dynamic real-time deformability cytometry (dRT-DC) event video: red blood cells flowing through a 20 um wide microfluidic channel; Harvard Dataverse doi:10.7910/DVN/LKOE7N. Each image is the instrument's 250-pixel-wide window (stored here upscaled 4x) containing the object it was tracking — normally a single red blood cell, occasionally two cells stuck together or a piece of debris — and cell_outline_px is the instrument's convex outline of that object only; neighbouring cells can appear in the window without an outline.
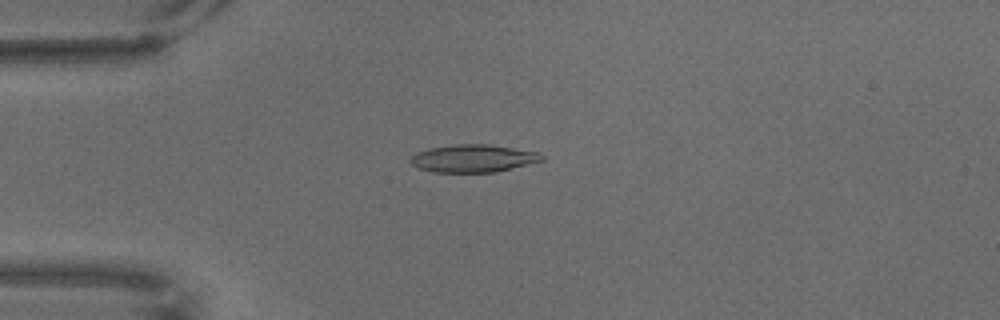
{"species": "common noctule bat (a hibernating species)", "species_latin": "Nyctalus noctula", "temperature_condition": "warm", "stored_images_in_passage": 69, "camera_frame_rate_fps": 3000, "um_per_image_px": 0.085, "animal": {"sex": "male", "body_mass_g": 18.8}, "frame": {"image": 1, "passage_image": 18, "time_ms": 5.667, "image_size_px": [1000, 320], "cell_outline_px": [[544, 160], [496, 172], [432, 172], [420, 168], [412, 164], [412, 156], [416, 152], [428, 148], [456, 144], [488, 144], [540, 152], [544, 156]], "centroid_in_image_um": [40.25, 13.45], "position_along_channel_um": 44.7, "area_um2": 21.1}}
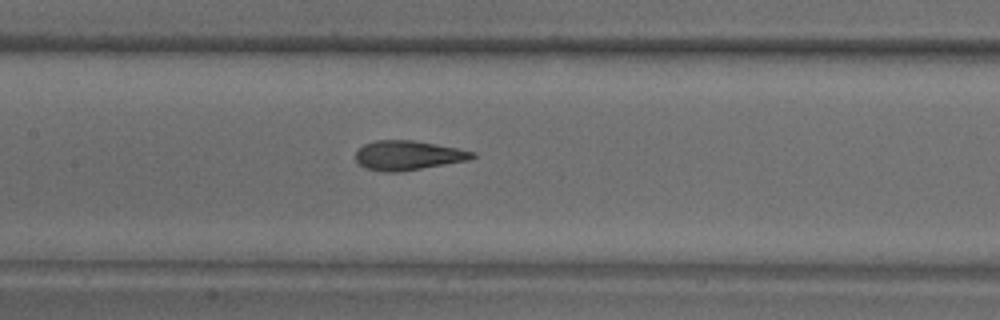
{"frame": {"image": 2, "passage_image": 33, "time_ms": 10.667, "image_size_px": [1000, 320], "cell_outline_px": [[476, 156], [468, 160], [400, 172], [384, 172], [368, 168], [360, 164], [356, 160], [356, 152], [364, 144], [376, 140], [412, 140], [436, 144], [476, 152]], "centroid_in_image_um": [34.69, 13.2], "position_along_channel_um": 172.7, "area_um2": 19.83}}
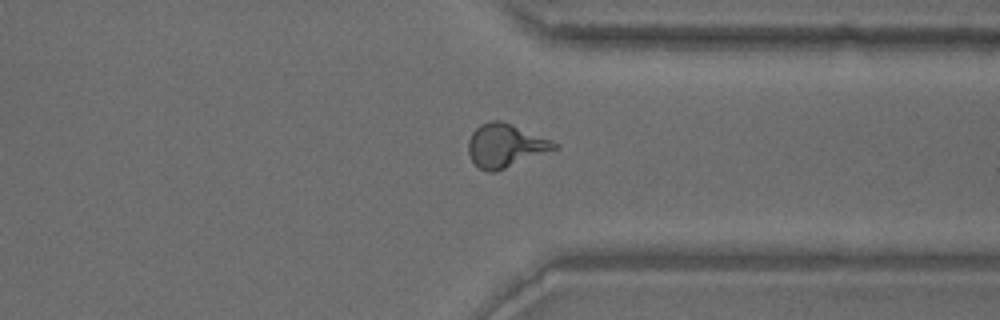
{"frame": {"image": 3, "passage_image": 53, "time_ms": 17.333, "image_size_px": [1000, 320], "cell_outline_px": [[560, 148], [496, 172], [488, 172], [480, 168], [472, 160], [468, 152], [468, 140], [472, 132], [480, 124], [492, 120], [500, 120], [512, 124], [552, 140], [560, 144]], "centroid_in_image_um": [42.99, 12.38], "position_along_channel_um": 368.4, "area_um2": 21.96}}